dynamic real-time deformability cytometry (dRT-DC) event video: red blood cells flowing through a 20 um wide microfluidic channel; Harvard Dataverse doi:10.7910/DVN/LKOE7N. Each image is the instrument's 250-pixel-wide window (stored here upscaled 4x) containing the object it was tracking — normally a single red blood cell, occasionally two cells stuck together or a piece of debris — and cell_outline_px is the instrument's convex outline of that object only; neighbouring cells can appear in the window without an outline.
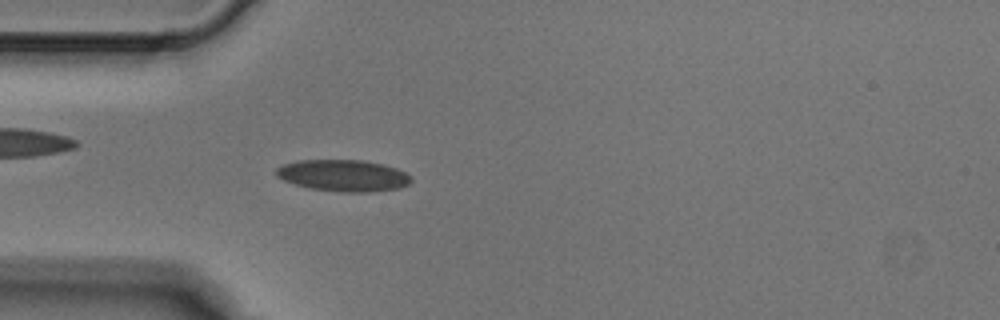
{"species": "Egyptian fruit bat (a non-hibernating species)", "species_latin": "Rousettus aegyptiacus", "temperature_condition": "cold", "stored_images_in_passage": 4, "camera_frame_rate_fps": 3000, "um_per_image_px": 0.085, "animal": {"sex": "male"}, "frame": {"image": 1, "passage_image": 4, "time_ms": 1.0, "image_size_px": [1000, 320], "cell_outline_px": [[412, 180], [408, 184], [400, 188], [368, 192], [340, 192], [308, 188], [284, 180], [276, 176], [276, 168], [284, 164], [296, 160], [360, 160], [380, 164], [396, 168], [412, 176]], "centroid_in_image_um": [29.17, 14.92], "position_along_channel_um": 55.8, "area_um2": 24.8}}